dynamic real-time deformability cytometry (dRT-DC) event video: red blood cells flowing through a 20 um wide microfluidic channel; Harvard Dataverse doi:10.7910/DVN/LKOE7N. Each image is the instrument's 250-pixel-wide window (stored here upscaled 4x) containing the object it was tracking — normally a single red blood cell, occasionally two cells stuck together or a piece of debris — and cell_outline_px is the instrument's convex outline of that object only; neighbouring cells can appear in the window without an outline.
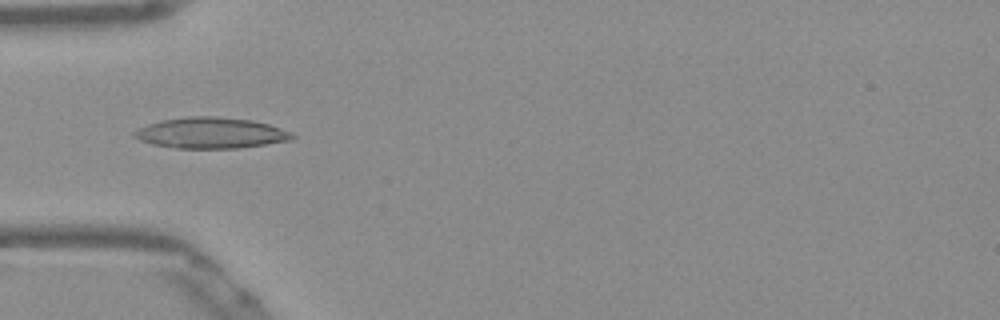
{"species": "Egyptian fruit bat (a non-hibernating species)", "species_latin": "Rousettus aegyptiacus", "temperature_condition": "warm", "stored_images_in_passage": 25, "camera_frame_rate_fps": 3000, "um_per_image_px": 0.085, "frame": {"image": 1, "passage_image": 4, "time_ms": 1.0, "image_size_px": [1000, 320], "cell_outline_px": [[296, 136], [292, 140], [236, 148], [176, 148], [152, 144], [140, 140], [132, 132], [148, 124], [160, 120], [192, 116], [216, 116], [252, 120], [268, 124], [288, 132]], "centroid_in_image_um": [17.9, 11.29], "position_along_channel_um": 67.1, "area_um2": 28.09}}
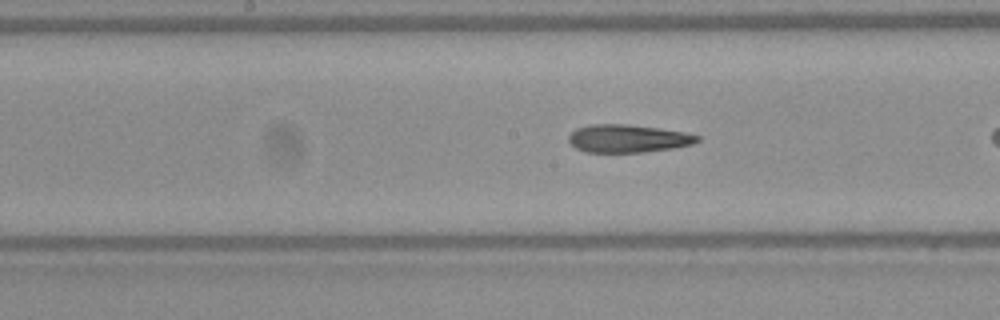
{"frame": {"image": 2, "passage_image": 11, "time_ms": 3.333, "image_size_px": [1000, 320], "cell_outline_px": [[700, 140], [692, 144], [672, 148], [644, 152], [584, 152], [576, 148], [568, 140], [568, 136], [576, 128], [592, 124], [628, 124], [684, 132], [700, 136]], "centroid_in_image_um": [53.35, 11.77], "position_along_channel_um": 194.8, "area_um2": 20.81}}
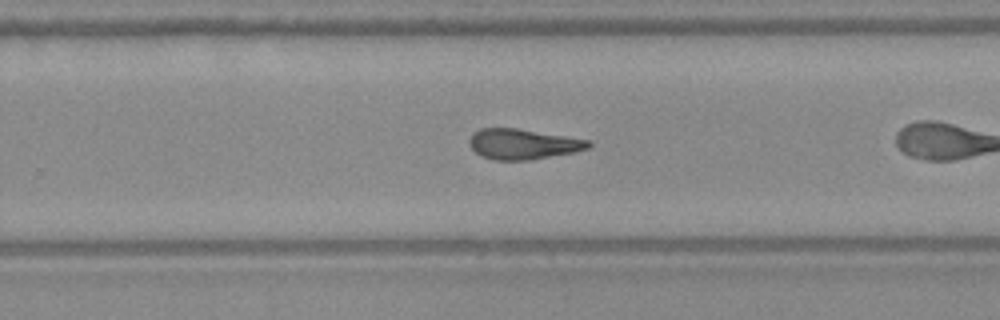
{"frame": {"image": 3, "passage_image": 18, "time_ms": 5.667, "image_size_px": [1000, 320], "cell_outline_px": [[592, 144], [588, 148], [572, 152], [532, 160], [492, 160], [480, 156], [472, 148], [468, 140], [472, 132], [480, 128], [516, 128], [592, 140]], "centroid_in_image_um": [44.43, 12.24], "position_along_channel_um": 285.4, "area_um2": 21.21}}